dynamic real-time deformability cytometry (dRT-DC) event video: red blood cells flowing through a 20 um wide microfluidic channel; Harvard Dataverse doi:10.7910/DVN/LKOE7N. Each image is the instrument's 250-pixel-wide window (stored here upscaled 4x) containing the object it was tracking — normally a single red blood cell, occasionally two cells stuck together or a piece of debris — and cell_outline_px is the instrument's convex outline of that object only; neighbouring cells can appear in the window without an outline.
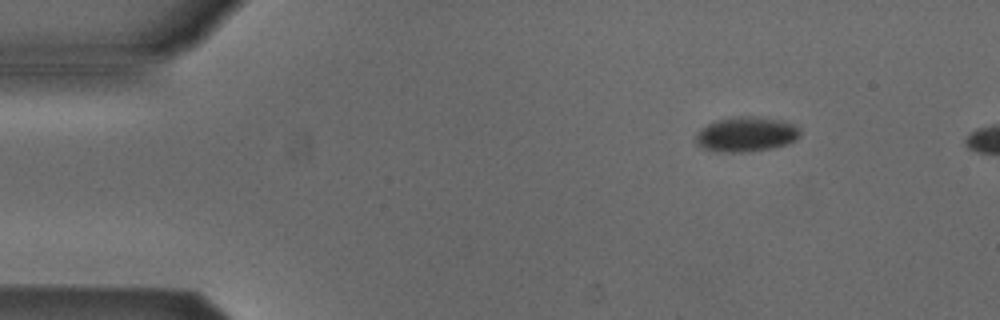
{"species": "Egyptian fruit bat (a non-hibernating species)", "species_latin": "Rousettus aegyptiacus", "temperature_condition": "cold", "stored_images_in_passage": 5, "camera_frame_rate_fps": 3000, "um_per_image_px": 0.085, "animal": {"sex": "male"}, "frame": {"image": 1, "passage_image": 2, "time_ms": 0.333, "image_size_px": [1000, 320], "cell_outline_px": [[800, 136], [796, 140], [788, 144], [772, 148], [748, 152], [724, 152], [704, 148], [696, 144], [696, 132], [700, 128], [716, 120], [732, 116], [752, 116], [780, 120], [792, 124], [800, 128]], "centroid_in_image_um": [63.42, 11.41], "position_along_channel_um": 21.6, "area_um2": 21.33}}